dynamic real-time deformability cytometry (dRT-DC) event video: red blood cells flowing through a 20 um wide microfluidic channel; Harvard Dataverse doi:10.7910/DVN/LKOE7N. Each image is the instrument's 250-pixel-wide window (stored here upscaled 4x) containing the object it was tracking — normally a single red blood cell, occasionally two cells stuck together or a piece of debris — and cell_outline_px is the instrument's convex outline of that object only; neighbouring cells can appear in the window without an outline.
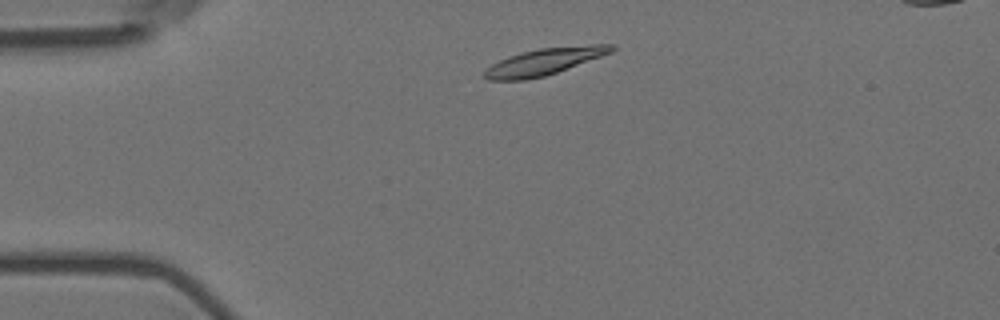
{"species": "Egyptian fruit bat (a non-hibernating species)", "species_latin": "Rousettus aegyptiacus", "temperature_condition": "room temperature", "stored_images_in_passage": 3, "camera_frame_rate_fps": 3000, "um_per_image_px": 0.085, "animal": {"sex": "female"}, "frame": {"image": 1, "passage_image": 2, "time_ms": 0.333, "image_size_px": [1000, 320], "cell_outline_px": [[616, 48], [612, 52], [556, 72], [544, 76], [524, 80], [488, 80], [480, 76], [484, 68], [508, 56], [520, 52], [540, 48], [592, 44], [616, 44]], "centroid_in_image_um": [46.2, 5.23], "position_along_channel_um": 38.8, "area_um2": 19.88}}